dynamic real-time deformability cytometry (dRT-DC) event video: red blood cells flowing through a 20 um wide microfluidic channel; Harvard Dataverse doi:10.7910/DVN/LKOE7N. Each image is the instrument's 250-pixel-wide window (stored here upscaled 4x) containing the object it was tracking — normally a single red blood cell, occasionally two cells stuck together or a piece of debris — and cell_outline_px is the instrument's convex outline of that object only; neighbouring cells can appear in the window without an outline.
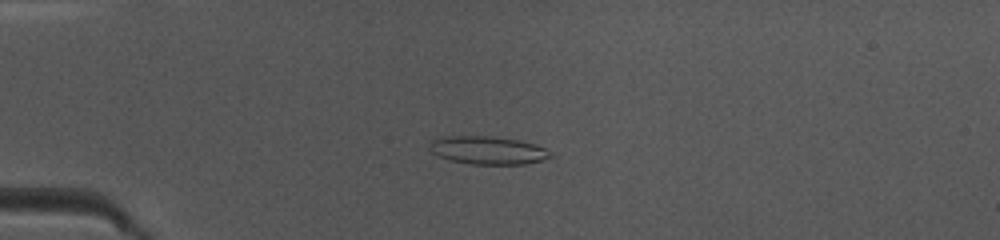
{"species": "common noctule bat (a hibernating species)", "species_latin": "Nyctalus noctula", "temperature_condition": "warm", "stored_images_in_passage": 49, "camera_frame_rate_fps": 3000, "um_per_image_px": 0.085, "animal": {"sex": "female", "body_mass_g": 10.0, "forearm_length_mm": 53.1}, "frame": {"image": 1, "passage_image": 13, "time_ms": 4.0, "image_size_px": [1000, 240], "cell_outline_px": [[552, 156], [540, 160], [524, 164], [472, 164], [448, 160], [432, 152], [428, 148], [428, 144], [432, 140], [444, 136], [488, 136], [516, 140], [536, 144], [552, 152]], "centroid_in_image_um": [41.43, 12.77], "position_along_channel_um": 43.6, "area_um2": 19.65}}
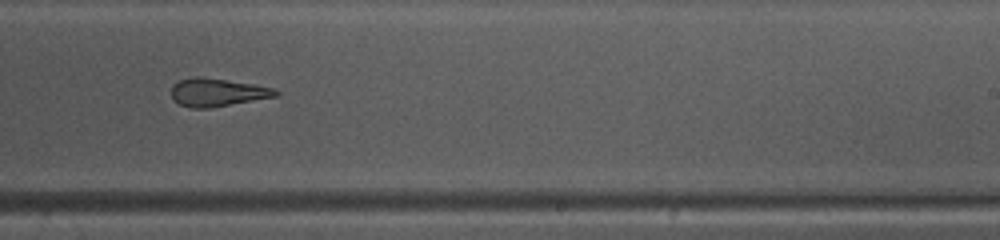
{"frame": {"image": 2, "passage_image": 31, "time_ms": 10.0, "image_size_px": [1000, 240], "cell_outline_px": [[280, 92], [276, 96], [208, 108], [192, 108], [180, 104], [172, 100], [172, 84], [180, 80], [224, 80], [252, 84], [276, 88]], "centroid_in_image_um": [18.51, 7.9], "position_along_channel_um": 270.5, "area_um2": 16.13}}
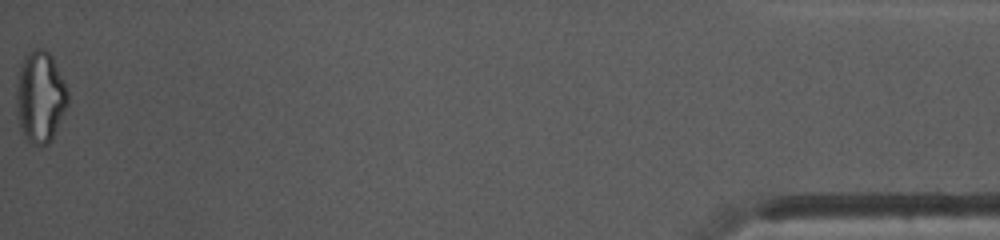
{"frame": {"image": 3, "passage_image": 49, "time_ms": 16.0, "image_size_px": [1000, 240], "cell_outline_px": [[68, 104], [52, 140], [48, 144], [32, 144], [24, 136], [20, 128], [16, 108], [16, 92], [20, 68], [24, 56], [28, 52], [36, 48], [48, 48], [68, 88]], "centroid_in_image_um": [3.43, 8.21], "position_along_channel_um": 431.8, "area_um2": 27.63}, "authors_computed_cell_mechanics": {"area_um2": 19.652, "velocity_mm_per_s": 4.1611, "shape_relaxation_time_tau1_ms": null, "shape_relaxation_time_tau2_ms": 3.5503, "deformation_change_tau1": null, "deformation_change_tau2": 0.1428}}